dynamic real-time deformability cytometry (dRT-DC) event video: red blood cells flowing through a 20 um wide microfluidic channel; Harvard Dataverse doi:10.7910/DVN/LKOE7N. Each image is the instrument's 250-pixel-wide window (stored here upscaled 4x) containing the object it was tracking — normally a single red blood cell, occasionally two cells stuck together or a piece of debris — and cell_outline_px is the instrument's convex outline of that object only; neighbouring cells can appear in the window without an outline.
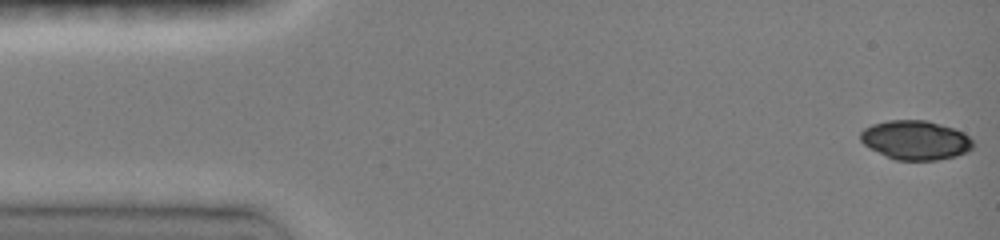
{"species": "common noctule bat (a hibernating species)", "species_latin": "Nyctalus noctula", "temperature_condition": "room temperature", "stored_images_in_passage": 30, "camera_frame_rate_fps": 3000, "um_per_image_px": 0.085, "animal": {"sex": "female", "body_mass_g": 19.0, "forearm_length_mm": 51.5}, "frame": {"image": 1, "passage_image": 1, "time_ms": 0.0, "image_size_px": [1000, 240], "cell_outline_px": [[972, 148], [968, 152], [956, 156], [936, 160], [896, 160], [864, 144], [860, 140], [860, 132], [864, 128], [872, 124], [888, 120], [928, 120], [964, 132], [972, 140]], "centroid_in_image_um": [77.83, 11.9], "position_along_channel_um": 7.2, "area_um2": 25.55}}
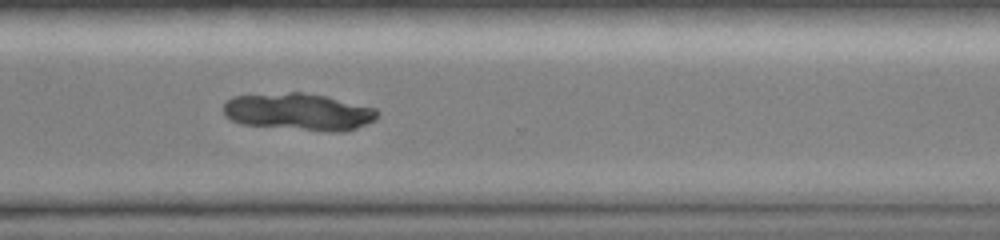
{"frame": {"image": 2, "passage_image": 25, "time_ms": 11.333, "image_size_px": [1000, 240], "cell_outline_px": [[380, 112], [376, 120], [356, 128], [340, 132], [328, 132], [240, 124], [224, 116], [224, 104], [232, 96], [288, 92], [300, 92], [328, 96], [376, 108]], "centroid_in_image_um": [25.41, 9.51], "position_along_channel_um": 345.2, "area_um2": 33.64}}
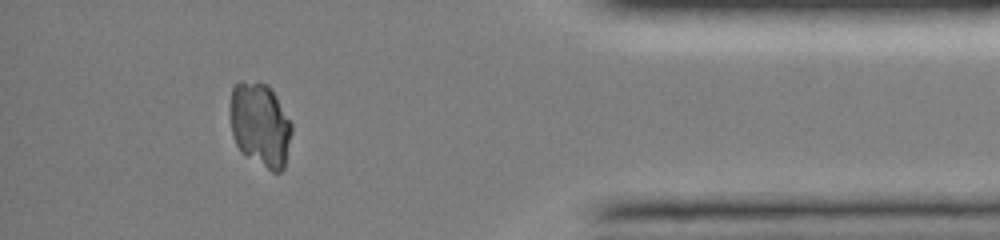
{"frame": {"image": 3, "passage_image": 28, "time_ms": 13.667, "image_size_px": [1000, 240], "cell_outline_px": [[292, 132], [284, 168], [280, 172], [272, 172], [240, 152], [232, 136], [232, 88], [240, 80], [256, 80], [268, 84], [276, 96], [292, 124]], "centroid_in_image_um": [22.14, 10.59], "position_along_channel_um": 413.1, "area_um2": 30.17}}